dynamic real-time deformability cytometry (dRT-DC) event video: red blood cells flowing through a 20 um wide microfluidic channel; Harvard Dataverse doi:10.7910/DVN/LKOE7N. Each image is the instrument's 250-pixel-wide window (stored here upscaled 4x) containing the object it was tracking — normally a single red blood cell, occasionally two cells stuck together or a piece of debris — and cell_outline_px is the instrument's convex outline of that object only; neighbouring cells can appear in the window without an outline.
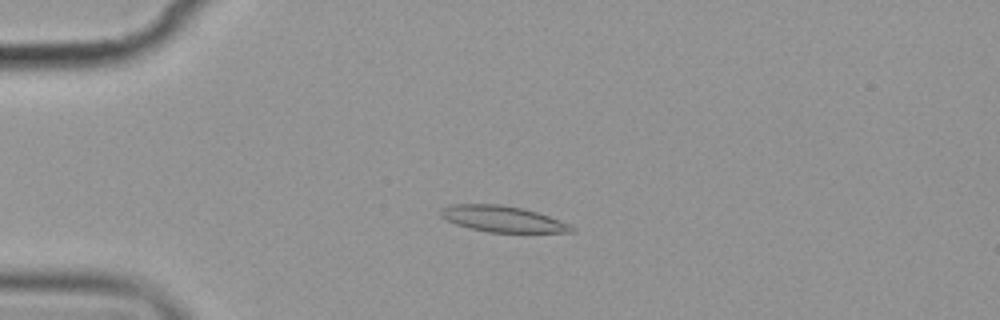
{"species": "common noctule bat (a hibernating species)", "species_latin": "Nyctalus noctula", "temperature_condition": "cold", "stored_images_in_passage": 6, "camera_frame_rate_fps": 3000, "um_per_image_px": 0.085, "animal": {"sex": "female", "body_mass_g": 19.9}, "frame": {"image": 1, "passage_image": 5, "time_ms": 4.667, "image_size_px": [1000, 320], "cell_outline_px": [[576, 232], [488, 232], [468, 228], [444, 220], [440, 216], [440, 208], [448, 204], [500, 204], [524, 208], [560, 220], [576, 228]], "centroid_in_image_um": [42.66, 18.6], "position_along_channel_um": 42.3, "area_um2": 20.06}}